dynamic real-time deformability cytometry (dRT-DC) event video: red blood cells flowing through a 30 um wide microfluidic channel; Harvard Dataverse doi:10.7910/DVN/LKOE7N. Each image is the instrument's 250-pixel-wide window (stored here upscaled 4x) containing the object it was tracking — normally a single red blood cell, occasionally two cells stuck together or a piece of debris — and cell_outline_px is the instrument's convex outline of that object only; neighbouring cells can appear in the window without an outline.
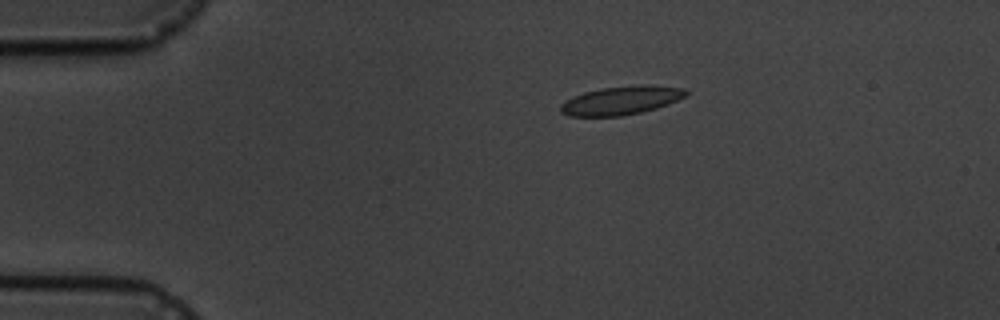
{"species": "common noctule bat (a hibernating species)", "species_latin": "Nyctalus noctula", "temperature_condition": "cold", "stored_images_in_passage": 5, "camera_frame_rate_fps": 3000, "um_per_image_px": 0.085, "animal": {"sex": "male", "body_mass_g": 19.5, "forearm_length_mm": 54.6}, "frame": {"image": 1, "passage_image": 4, "time_ms": 3.667, "image_size_px": [1000, 320], "cell_outline_px": [[688, 92], [684, 96], [668, 104], [656, 108], [640, 112], [620, 116], [568, 116], [560, 112], [560, 104], [564, 100], [572, 96], [584, 92], [600, 88], [640, 84], [652, 84], [684, 88]], "centroid_in_image_um": [52.76, 8.52], "position_along_channel_um": 32.2, "area_um2": 21.04}}